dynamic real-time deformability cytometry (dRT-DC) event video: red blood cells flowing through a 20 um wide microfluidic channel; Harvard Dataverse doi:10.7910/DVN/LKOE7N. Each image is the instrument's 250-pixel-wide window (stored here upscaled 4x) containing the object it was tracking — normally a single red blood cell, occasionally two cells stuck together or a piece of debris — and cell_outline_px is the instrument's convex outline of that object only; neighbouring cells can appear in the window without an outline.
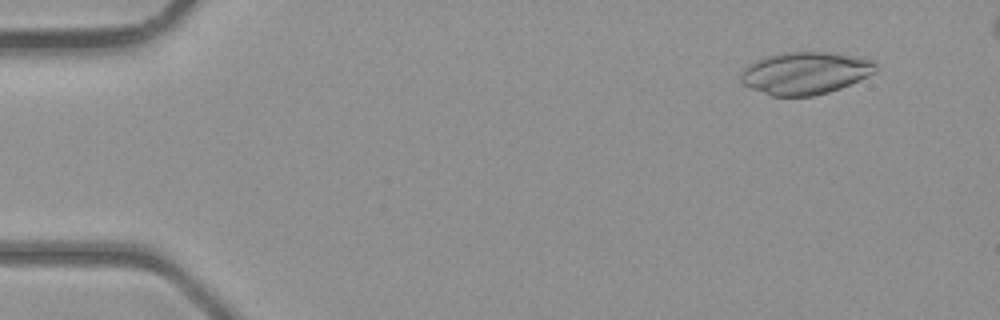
{"species": "common noctule bat (a hibernating species)", "species_latin": "Nyctalus noctula", "temperature_condition": "room temperature", "stored_images_in_passage": 4, "camera_frame_rate_fps": 3000, "um_per_image_px": 0.085, "animal": {"sex": "male", "body_mass_g": 23.1, "forearm_length_mm": 52.7}, "frame": {"image": 1, "passage_image": 1, "time_ms": 0.0, "image_size_px": [1000, 320], "cell_outline_px": [[876, 68], [868, 76], [840, 88], [828, 92], [812, 96], [772, 96], [752, 88], [744, 84], [740, 80], [740, 72], [748, 64], [756, 60], [768, 56], [788, 52], [828, 52], [856, 56], [876, 60]], "centroid_in_image_um": [68.44, 6.2], "position_along_channel_um": 16.6, "area_um2": 33.12}}